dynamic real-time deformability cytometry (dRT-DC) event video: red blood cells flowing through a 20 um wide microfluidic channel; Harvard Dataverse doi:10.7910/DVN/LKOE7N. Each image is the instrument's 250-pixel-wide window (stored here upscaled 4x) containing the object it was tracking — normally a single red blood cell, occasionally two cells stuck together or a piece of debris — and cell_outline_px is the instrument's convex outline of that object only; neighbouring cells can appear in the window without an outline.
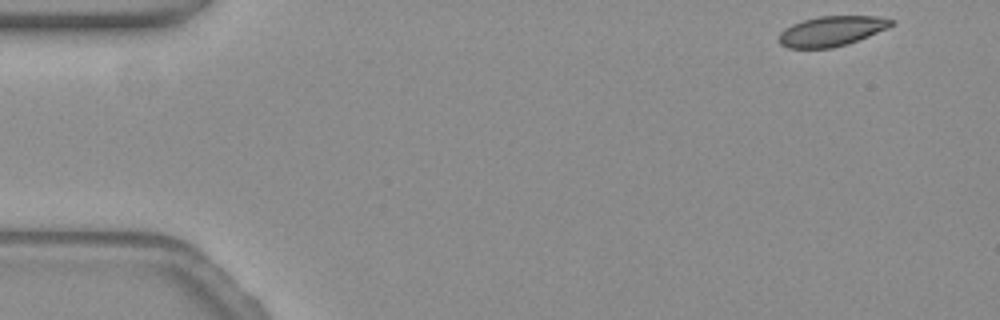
{"species": "common noctule bat (a hibernating species)", "species_latin": "Nyctalus noctula", "temperature_condition": "warm", "stored_images_in_passage": 51, "camera_frame_rate_fps": 3000, "um_per_image_px": 0.085, "animal": {"sex": "female", "body_mass_g": 19.3, "forearm_length_mm": 54.1}, "frame": {"image": 1, "passage_image": 1, "time_ms": 0.0, "image_size_px": [1000, 320], "cell_outline_px": [[896, 24], [888, 28], [848, 44], [832, 48], [788, 48], [780, 44], [776, 40], [780, 32], [784, 28], [792, 24], [804, 20], [820, 16], [876, 16], [896, 20]], "centroid_in_image_um": [70.68, 2.64], "position_along_channel_um": 14.3, "area_um2": 19.88}}
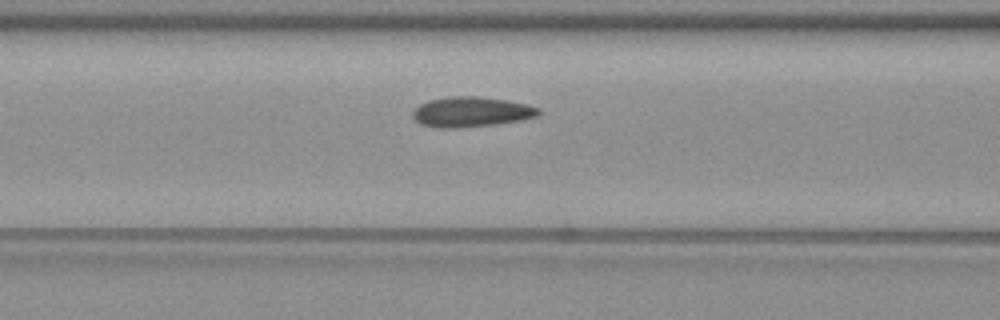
{"frame": {"image": 2, "passage_image": 19, "time_ms": 6.0, "image_size_px": [1000, 320], "cell_outline_px": [[540, 116], [520, 120], [496, 124], [460, 128], [444, 128], [420, 124], [412, 116], [412, 112], [420, 104], [428, 100], [448, 96], [480, 96], [504, 100], [524, 104], [540, 108]], "centroid_in_image_um": [40.05, 9.51], "position_along_channel_um": 126.6, "area_um2": 22.08}}
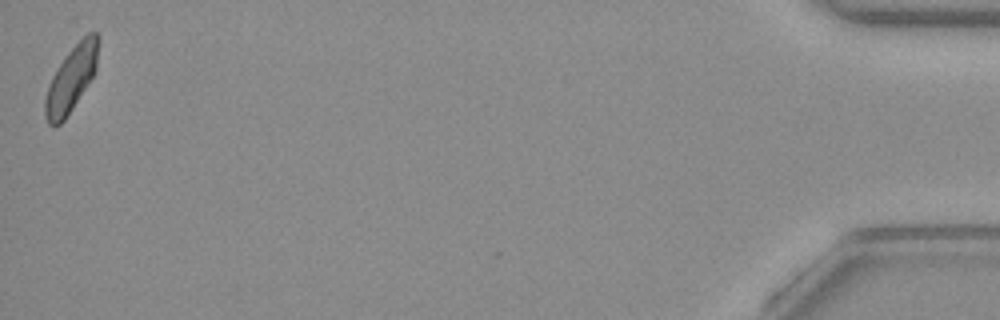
{"frame": {"image": 3, "passage_image": 51, "time_ms": 16.667, "image_size_px": [1000, 320], "cell_outline_px": [[100, 40], [96, 72], [64, 120], [60, 124], [48, 124], [44, 116], [44, 100], [48, 84], [56, 68], [68, 52], [88, 32], [96, 32], [100, 36]], "centroid_in_image_um": [6.07, 6.67], "position_along_channel_um": 429.1, "area_um2": 20.4}, "authors_computed_cell_mechanics": {"area_um2": 20.8658, "velocity_mm_per_s": 3.7919, "shape_relaxation_time_tau1_ms": 3.6731, "shape_relaxation_time_tau2_ms": 1.3253, "deformation_change_tau1": 0.1074, "deformation_change_tau2": 0.0603}}